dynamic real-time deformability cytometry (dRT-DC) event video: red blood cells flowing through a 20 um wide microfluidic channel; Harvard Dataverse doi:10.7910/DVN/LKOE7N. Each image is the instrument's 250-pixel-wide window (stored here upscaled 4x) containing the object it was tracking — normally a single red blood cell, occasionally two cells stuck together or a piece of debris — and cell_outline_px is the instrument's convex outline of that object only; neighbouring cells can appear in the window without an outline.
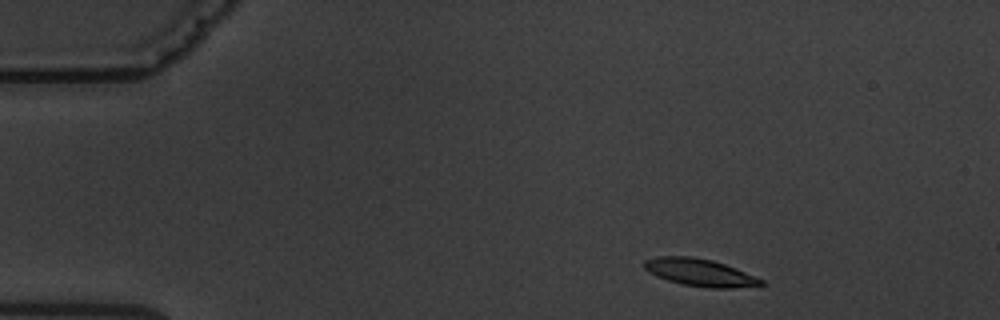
{"species": "common noctule bat (a hibernating species)", "species_latin": "Nyctalus noctula", "temperature_condition": "warm", "stored_images_in_passage": 3, "camera_frame_rate_fps": 3000, "um_per_image_px": 0.085, "animal": {"sex": "male", "body_mass_g": 19.5, "forearm_length_mm": 54.6}, "frame": {"image": 1, "passage_image": 1, "time_ms": 0.0, "image_size_px": [1000, 320], "cell_outline_px": [[764, 284], [732, 288], [708, 288], [684, 284], [668, 280], [656, 276], [648, 272], [644, 268], [644, 260], [660, 256], [692, 256], [712, 260], [724, 264], [764, 280]], "centroid_in_image_um": [59.45, 23.15], "position_along_channel_um": 25.6, "area_um2": 18.38}}